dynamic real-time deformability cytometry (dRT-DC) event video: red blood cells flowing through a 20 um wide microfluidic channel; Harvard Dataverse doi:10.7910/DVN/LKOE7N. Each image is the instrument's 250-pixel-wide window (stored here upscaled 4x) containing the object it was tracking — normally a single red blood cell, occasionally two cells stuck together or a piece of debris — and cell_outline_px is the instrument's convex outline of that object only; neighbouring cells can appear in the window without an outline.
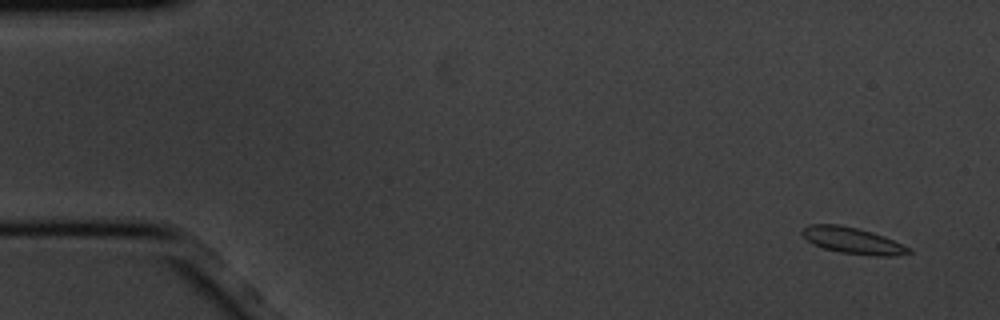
{"species": "common noctule bat (a hibernating species)", "species_latin": "Nyctalus noctula", "temperature_condition": "cold", "stored_images_in_passage": 5, "camera_frame_rate_fps": 3000, "um_per_image_px": 0.085, "animal": {"sex": "male", "body_mass_g": 20.1, "forearm_length_mm": 53.5}, "frame": {"image": 1, "passage_image": 1, "time_ms": 0.0, "image_size_px": [1000, 320], "cell_outline_px": [[912, 252], [896, 256], [876, 256], [840, 252], [824, 248], [812, 244], [800, 232], [808, 224], [840, 224], [872, 232], [884, 236], [912, 248]], "centroid_in_image_um": [72.5, 20.45], "position_along_channel_um": 12.5, "area_um2": 16.36}}
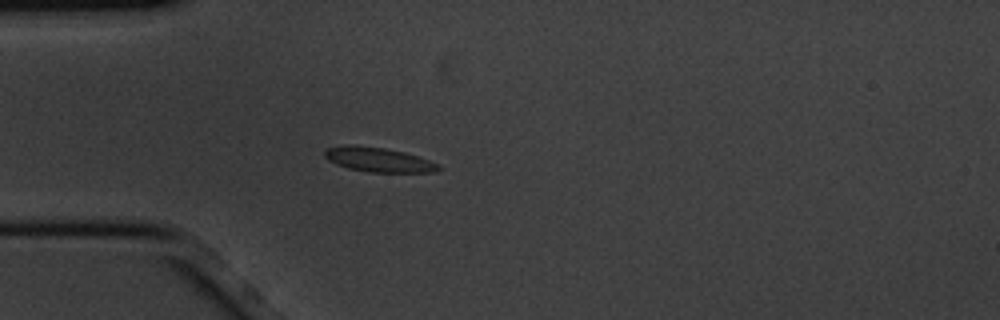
{"frame": {"image": 2, "passage_image": 5, "time_ms": 1.333, "image_size_px": [1000, 320], "cell_outline_px": [[440, 168], [436, 172], [368, 172], [348, 168], [336, 164], [328, 160], [324, 156], [324, 152], [328, 148], [344, 144], [356, 144], [384, 148], [404, 152], [440, 164]], "centroid_in_image_um": [32.13, 13.56], "position_along_channel_um": 52.9, "area_um2": 16.3}}